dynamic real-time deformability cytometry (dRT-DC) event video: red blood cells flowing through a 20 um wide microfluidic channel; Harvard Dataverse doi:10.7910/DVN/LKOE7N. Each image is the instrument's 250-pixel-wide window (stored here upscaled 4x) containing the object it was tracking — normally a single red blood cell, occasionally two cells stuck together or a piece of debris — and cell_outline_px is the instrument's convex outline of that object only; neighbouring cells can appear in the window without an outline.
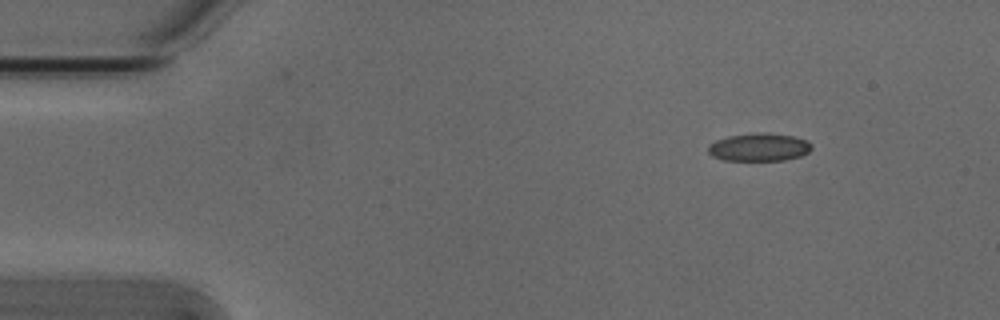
{"species": "Egyptian fruit bat (a non-hibernating species)", "species_latin": "Rousettus aegyptiacus", "temperature_condition": "cold", "stored_images_in_passage": 5, "camera_frame_rate_fps": 3000, "um_per_image_px": 0.085, "animal": {"sex": "male"}, "frame": {"image": 1, "passage_image": 1, "time_ms": 0.0, "image_size_px": [1000, 320], "cell_outline_px": [[812, 148], [808, 152], [800, 156], [784, 160], [724, 160], [712, 156], [708, 152], [708, 144], [716, 140], [728, 136], [756, 132], [768, 132], [792, 136], [808, 140], [812, 144]], "centroid_in_image_um": [64.52, 12.5], "position_along_channel_um": 20.5, "area_um2": 16.99}}
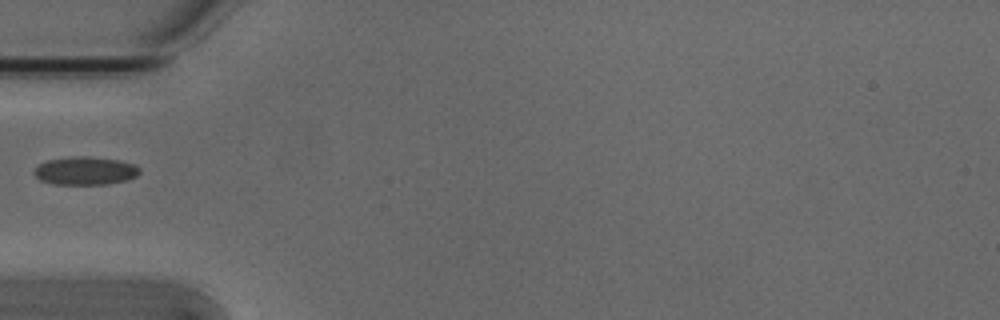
{"frame": {"image": 2, "passage_image": 4, "time_ms": 1.0, "image_size_px": [1000, 320], "cell_outline_px": [[140, 172], [136, 176], [128, 180], [108, 184], [52, 184], [40, 180], [32, 172], [40, 164], [48, 160], [72, 156], [88, 156], [120, 160], [136, 164], [140, 168]], "centroid_in_image_um": [7.28, 14.51], "position_along_channel_um": 77.7, "area_um2": 17.46}}
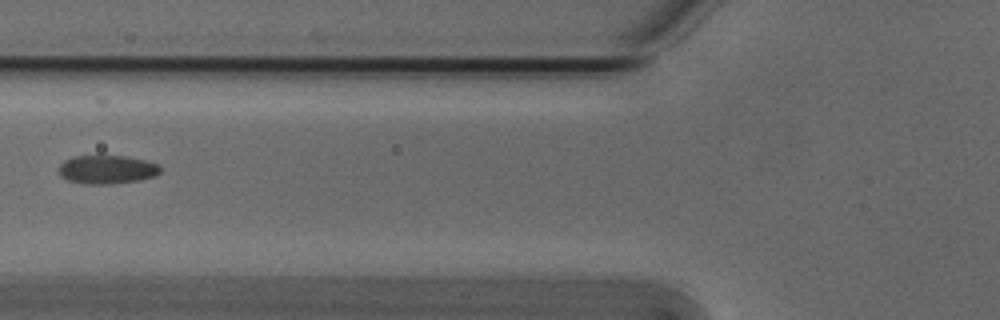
{"frame": {"image": 3, "passage_image": 5, "time_ms": 1.333, "image_size_px": [1000, 320], "cell_outline_px": [[160, 172], [156, 176], [140, 180], [108, 184], [84, 184], [68, 180], [60, 176], [60, 164], [64, 160], [72, 156], [124, 156], [144, 160], [156, 164], [160, 168]], "centroid_in_image_um": [9.07, 14.41], "position_along_channel_um": 116.7, "area_um2": 16.82}}